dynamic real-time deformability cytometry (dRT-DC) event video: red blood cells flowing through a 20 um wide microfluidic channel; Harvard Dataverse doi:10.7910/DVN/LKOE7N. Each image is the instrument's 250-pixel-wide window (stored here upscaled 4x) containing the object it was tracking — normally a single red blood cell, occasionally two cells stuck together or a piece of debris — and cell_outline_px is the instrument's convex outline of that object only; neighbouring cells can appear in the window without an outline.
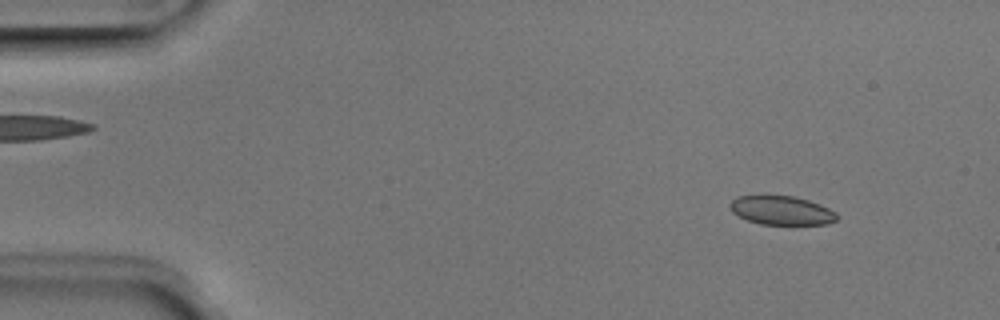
{"species": "Egyptian fruit bat (a non-hibernating species)", "species_latin": "Rousettus aegyptiacus", "temperature_condition": "room temperature", "stored_images_in_passage": 51, "camera_frame_rate_fps": 3000, "um_per_image_px": 0.085, "animal": {"sex": "male"}, "frame": {"image": 1, "passage_image": 5, "time_ms": 1.333, "image_size_px": [1000, 320], "cell_outline_px": [[840, 216], [836, 220], [828, 224], [760, 224], [748, 220], [732, 212], [728, 204], [736, 196], [760, 192], [792, 196], [808, 200], [820, 204], [836, 212]], "centroid_in_image_um": [66.38, 17.83], "position_along_channel_um": 18.6, "area_um2": 18.73}}
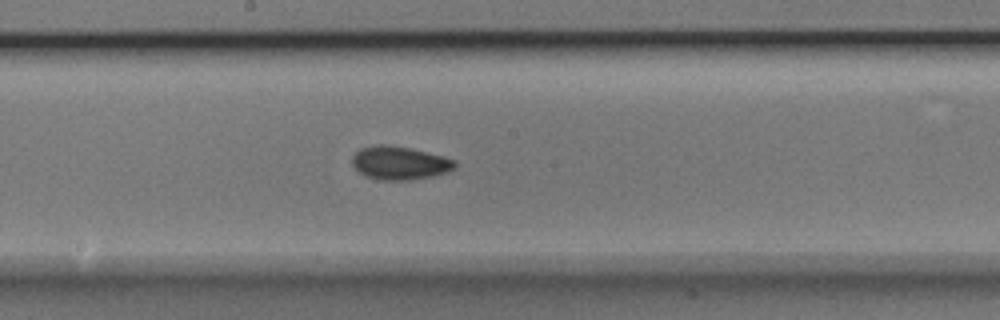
{"frame": {"image": 2, "passage_image": 27, "time_ms": 8.667, "image_size_px": [1000, 320], "cell_outline_px": [[456, 168], [448, 172], [432, 176], [412, 180], [380, 180], [364, 176], [352, 164], [352, 156], [360, 148], [376, 144], [384, 144], [408, 148], [444, 156], [456, 160]], "centroid_in_image_um": [33.98, 13.86], "position_along_channel_um": 214.2, "area_um2": 20.06}}
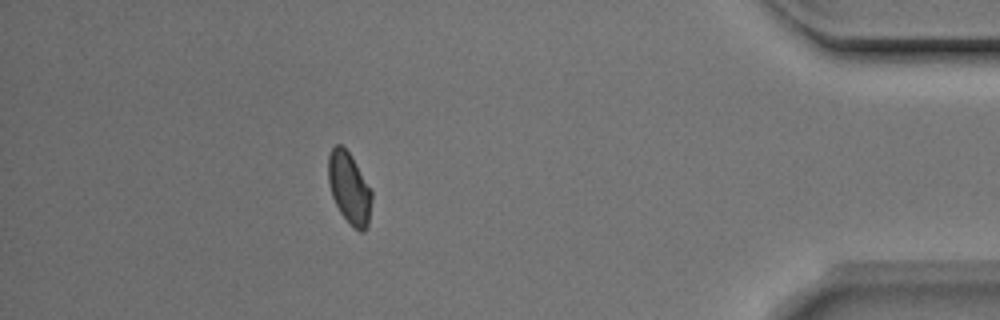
{"frame": {"image": 3, "passage_image": 45, "time_ms": 14.667, "image_size_px": [1000, 320], "cell_outline_px": [[372, 200], [368, 224], [364, 232], [360, 232], [352, 228], [340, 212], [332, 196], [328, 180], [328, 156], [332, 148], [336, 144], [340, 144], [348, 152], [372, 192]], "centroid_in_image_um": [29.68, 16.04], "position_along_channel_um": 405.5, "area_um2": 17.86}, "authors_computed_cell_mechanics": {"area_um2": 18.785, "velocity_mm_per_s": 3.9719, "shape_relaxation_time_tau1_ms": 3.6091, "shape_relaxation_time_tau2_ms": 2.5805, "deformation_change_tau1": 0.0782, "deformation_change_tau2": 0.0482}}